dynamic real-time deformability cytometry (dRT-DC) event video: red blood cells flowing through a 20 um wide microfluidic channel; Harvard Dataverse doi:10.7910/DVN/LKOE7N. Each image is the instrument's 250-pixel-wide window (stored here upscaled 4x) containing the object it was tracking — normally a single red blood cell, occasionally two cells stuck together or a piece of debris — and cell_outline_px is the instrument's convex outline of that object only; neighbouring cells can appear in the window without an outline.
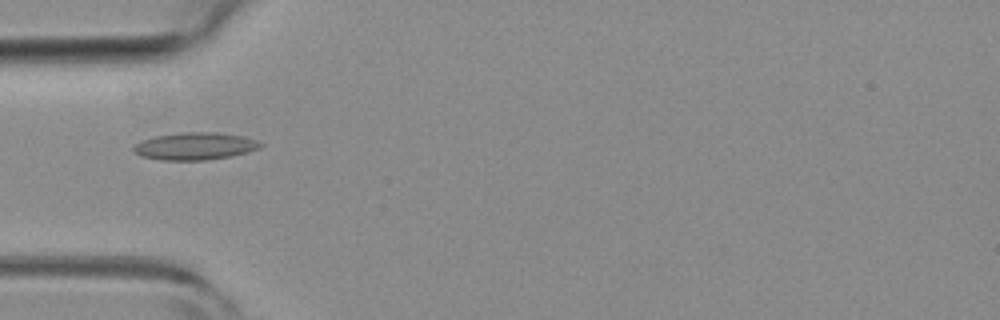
{"species": "common noctule bat (a hibernating species)", "species_latin": "Nyctalus noctula", "temperature_condition": "room temperature", "stored_images_in_passage": 5, "camera_frame_rate_fps": 3000, "um_per_image_px": 0.085, "animal": {"sex": "female", "body_mass_g": 19.3, "forearm_length_mm": 54.1}, "frame": {"image": 1, "passage_image": 2, "time_ms": 0.333, "image_size_px": [1000, 320], "cell_outline_px": [[264, 144], [260, 148], [248, 152], [232, 156], [204, 160], [160, 160], [140, 156], [132, 152], [132, 148], [140, 140], [156, 136], [180, 132], [216, 132], [244, 136], [256, 140]], "centroid_in_image_um": [16.56, 12.42], "position_along_channel_um": 68.4, "area_um2": 20.46}}
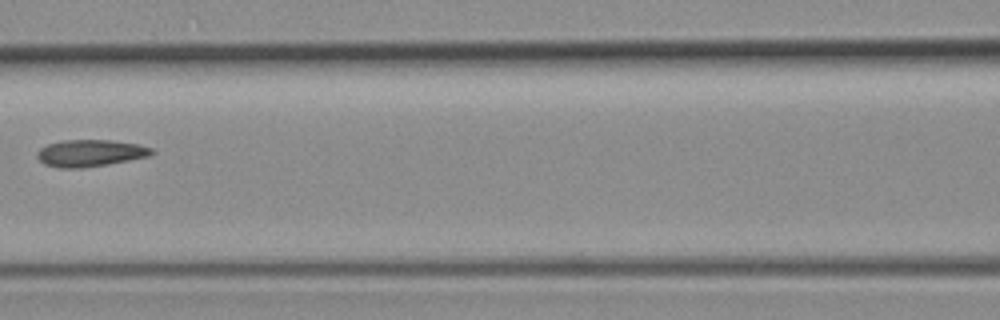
{"frame": {"image": 2, "passage_image": 4, "time_ms": 1.0, "image_size_px": [1000, 320], "cell_outline_px": [[156, 152], [148, 156], [108, 164], [80, 168], [60, 168], [44, 164], [36, 156], [36, 152], [40, 148], [48, 144], [60, 140], [112, 140], [140, 144], [152, 148]], "centroid_in_image_um": [7.66, 13.0], "position_along_channel_um": 158.9, "area_um2": 18.03}}
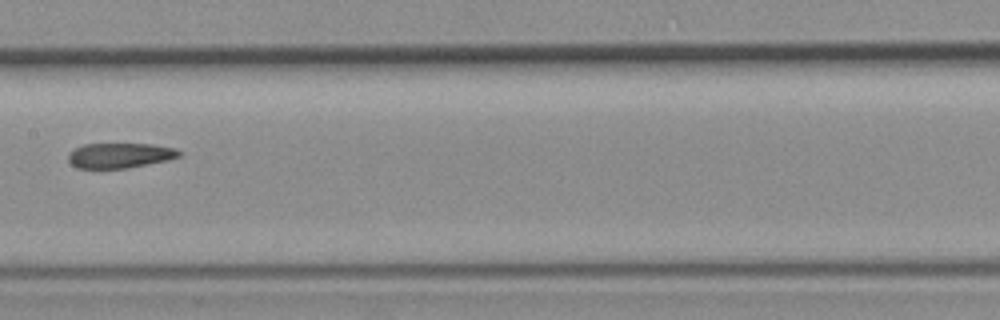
{"frame": {"image": 3, "passage_image": 5, "time_ms": 1.333, "image_size_px": [1000, 320], "cell_outline_px": [[184, 152], [180, 156], [168, 160], [128, 168], [76, 168], [68, 160], [68, 152], [84, 144], [152, 144], [176, 148]], "centroid_in_image_um": [10.22, 13.21], "position_along_channel_um": 197.2, "area_um2": 16.3}}